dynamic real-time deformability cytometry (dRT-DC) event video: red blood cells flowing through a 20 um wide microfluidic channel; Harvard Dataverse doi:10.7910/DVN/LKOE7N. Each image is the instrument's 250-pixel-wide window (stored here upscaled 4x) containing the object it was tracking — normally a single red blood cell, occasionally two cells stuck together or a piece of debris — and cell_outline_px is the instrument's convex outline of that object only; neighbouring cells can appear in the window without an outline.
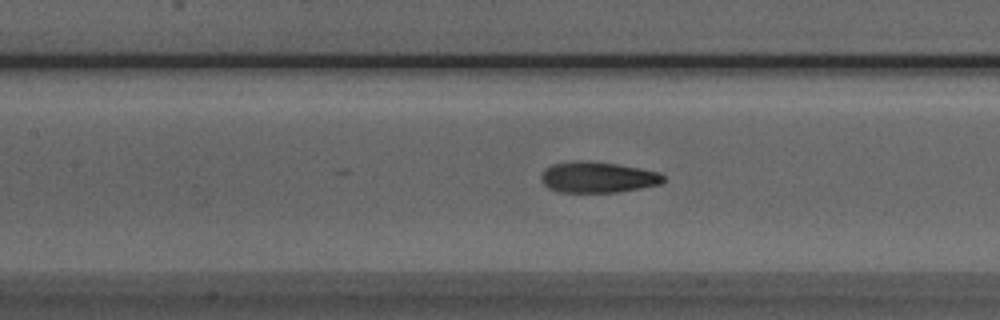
{"species": "Egyptian fruit bat (a non-hibernating species)", "species_latin": "Rousettus aegyptiacus", "temperature_condition": "room temperature", "stored_images_in_passage": 26, "camera_frame_rate_fps": 3000, "um_per_image_px": 0.085, "animal": {"sex": "male"}, "frame": {"image": 1, "passage_image": 22, "time_ms": 7.0, "image_size_px": [1000, 320], "cell_outline_px": [[664, 180], [660, 184], [620, 192], [560, 192], [548, 188], [540, 180], [540, 176], [544, 168], [552, 164], [616, 164], [640, 168], [660, 172], [664, 176]], "centroid_in_image_um": [50.84, 15.12], "position_along_channel_um": 156.6, "area_um2": 21.15}}
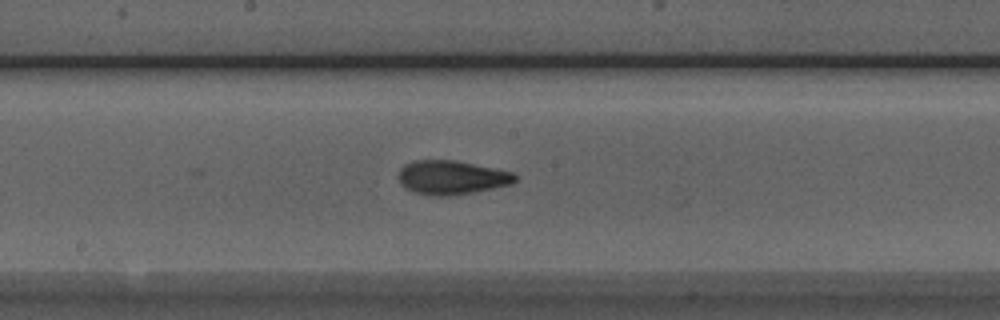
{"frame": {"image": 2, "passage_image": 26, "time_ms": 8.333, "image_size_px": [1000, 320], "cell_outline_px": [[516, 180], [512, 184], [472, 192], [448, 196], [428, 196], [404, 188], [400, 184], [396, 176], [400, 168], [404, 164], [412, 160], [456, 160], [512, 172], [516, 176]], "centroid_in_image_um": [38.31, 15.08], "position_along_channel_um": 209.9, "area_um2": 23.24}}